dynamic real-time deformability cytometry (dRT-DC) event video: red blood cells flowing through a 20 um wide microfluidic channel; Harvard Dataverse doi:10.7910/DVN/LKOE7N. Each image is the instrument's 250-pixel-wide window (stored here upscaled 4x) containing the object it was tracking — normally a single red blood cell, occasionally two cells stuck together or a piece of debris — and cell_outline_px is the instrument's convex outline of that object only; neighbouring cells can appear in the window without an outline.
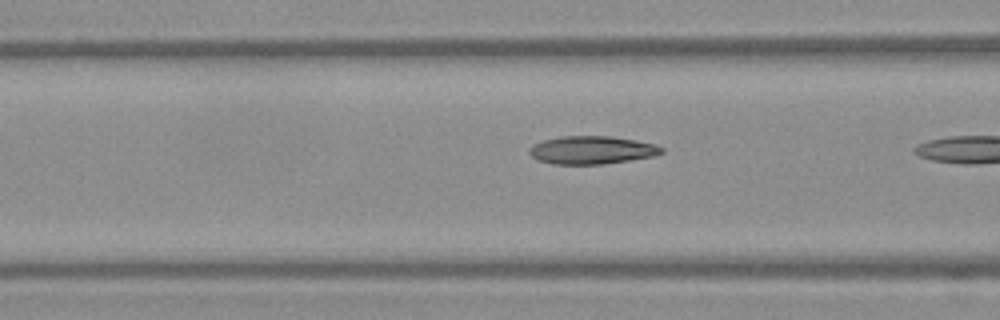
{"species": "Egyptian fruit bat (a non-hibernating species)", "species_latin": "Rousettus aegyptiacus", "temperature_condition": "warm", "stored_images_in_passage": 6, "camera_frame_rate_fps": 3000, "um_per_image_px": 0.085, "frame": {"image": 1, "passage_image": 5, "time_ms": 1.333, "image_size_px": [1000, 320], "cell_outline_px": [[664, 152], [652, 156], [604, 164], [552, 164], [536, 160], [528, 152], [528, 148], [532, 144], [544, 140], [560, 136], [612, 136], [636, 140], [656, 144], [664, 148]], "centroid_in_image_um": [50.27, 12.75], "position_along_channel_um": 116.3, "area_um2": 21.73}}